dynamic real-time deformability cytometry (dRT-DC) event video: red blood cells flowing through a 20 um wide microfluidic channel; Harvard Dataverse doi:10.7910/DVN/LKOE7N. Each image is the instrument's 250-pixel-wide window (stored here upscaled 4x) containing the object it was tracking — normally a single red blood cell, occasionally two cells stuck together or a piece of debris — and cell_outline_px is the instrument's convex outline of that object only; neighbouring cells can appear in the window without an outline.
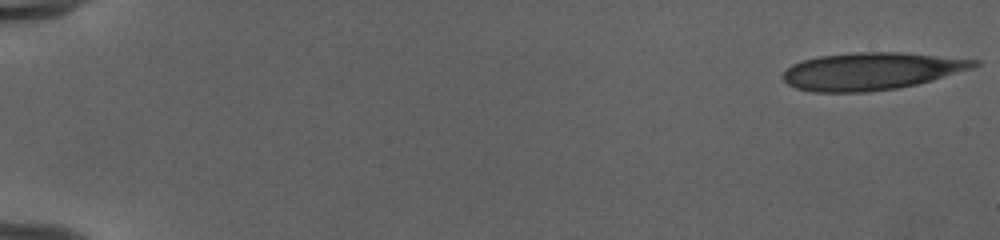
{"species": "human", "species_latin": "Homo sapiens", "temperature_condition": "cold", "stored_images_in_passage": 51, "camera_frame_rate_fps": 3000, "um_per_image_px": 0.085, "donor": {"sex": "female"}, "frame": {"image": 1, "passage_image": 1, "time_ms": 0.0, "image_size_px": [1000, 240], "cell_outline_px": [[980, 64], [972, 68], [916, 84], [896, 88], [868, 92], [812, 92], [796, 88], [788, 84], [784, 80], [784, 72], [792, 64], [804, 60], [820, 56], [856, 52], [900, 52], [980, 60]], "centroid_in_image_um": [74.05, 6.05], "position_along_channel_um": 11.0, "area_um2": 41.21}}
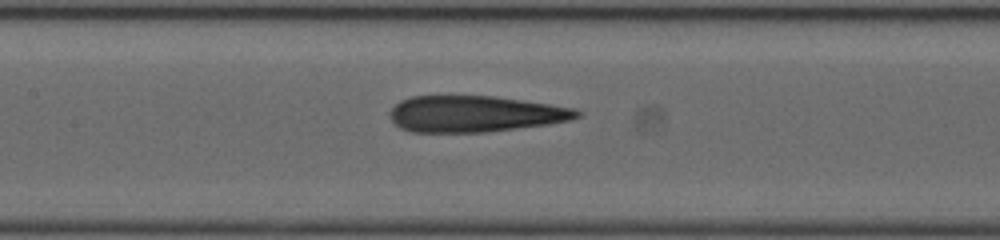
{"frame": {"image": 2, "passage_image": 26, "time_ms": 8.333, "image_size_px": [1000, 240], "cell_outline_px": [[584, 116], [572, 120], [548, 124], [488, 132], [412, 132], [400, 128], [392, 120], [392, 108], [400, 100], [412, 96], [492, 96], [576, 108]], "centroid_in_image_um": [40.41, 9.69], "position_along_channel_um": 167.0, "area_um2": 39.42}}
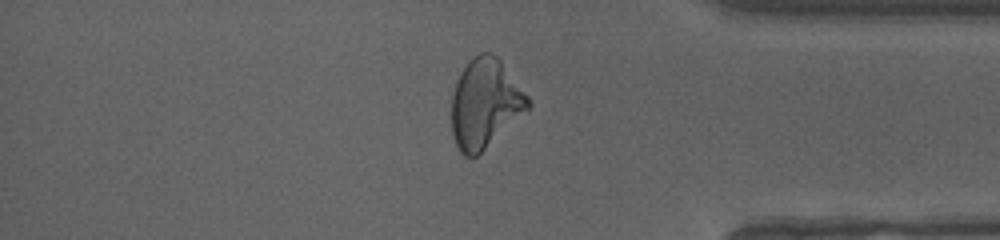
{"frame": {"image": 3, "passage_image": 44, "time_ms": 14.333, "image_size_px": [1000, 240], "cell_outline_px": [[532, 104], [528, 112], [476, 156], [464, 156], [460, 152], [456, 144], [452, 132], [452, 96], [456, 84], [468, 60], [480, 52], [492, 52], [500, 60], [532, 100]], "centroid_in_image_um": [41.27, 8.8], "position_along_channel_um": 393.9, "area_um2": 39.77}, "authors_computed_cell_mechanics": {"area_um2": 40.749, "velocity_mm_per_s": 4.0088, "shape_relaxation_time_tau1_ms": null, "shape_relaxation_time_tau2_ms": 1.3438, "deformation_change_tau1": null, "deformation_change_tau2": 0.1078}}